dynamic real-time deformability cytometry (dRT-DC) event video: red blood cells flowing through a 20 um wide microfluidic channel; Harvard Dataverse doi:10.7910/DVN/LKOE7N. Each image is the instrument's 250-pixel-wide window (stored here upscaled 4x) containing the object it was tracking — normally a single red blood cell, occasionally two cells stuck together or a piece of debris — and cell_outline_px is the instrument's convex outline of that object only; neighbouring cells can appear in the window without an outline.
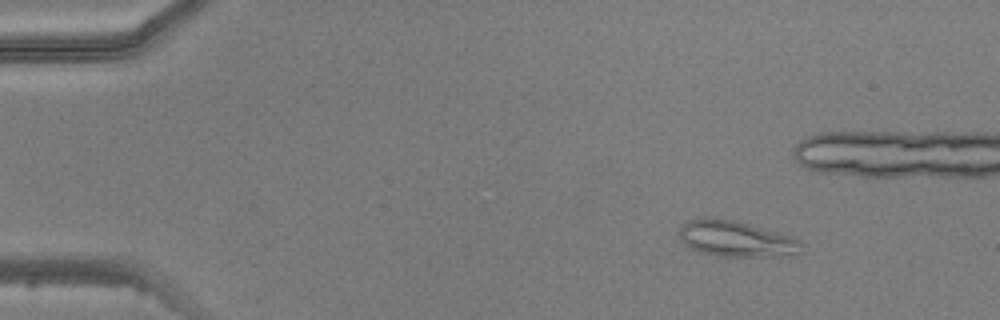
{"species": "common noctule bat (a hibernating species)", "species_latin": "Nyctalus noctula", "temperature_condition": "warm", "stored_images_in_passage": 5, "camera_frame_rate_fps": 3000, "um_per_image_px": 0.085, "animal": {"sex": "male", "body_mass_g": 20.5, "forearm_length_mm": 52.5}, "frame": {"image": 1, "passage_image": 1, "time_ms": 0.0, "image_size_px": [1000, 320], "cell_outline_px": [[804, 252], [756, 256], [716, 256], [700, 252], [692, 248], [680, 240], [680, 228], [688, 220], [736, 220], [792, 236], [800, 240]], "centroid_in_image_um": [62.6, 20.31], "position_along_channel_um": 22.4, "area_um2": 24.68}}